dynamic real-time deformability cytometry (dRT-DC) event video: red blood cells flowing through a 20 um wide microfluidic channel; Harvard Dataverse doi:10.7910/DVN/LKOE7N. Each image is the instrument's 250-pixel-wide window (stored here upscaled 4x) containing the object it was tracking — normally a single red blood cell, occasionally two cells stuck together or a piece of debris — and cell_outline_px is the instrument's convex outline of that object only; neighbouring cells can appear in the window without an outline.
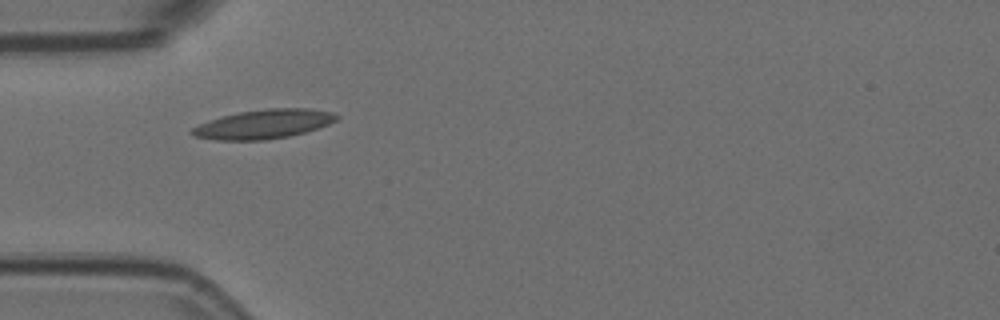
{"species": "Egyptian fruit bat (a non-hibernating species)", "species_latin": "Rousettus aegyptiacus", "temperature_condition": "room temperature", "stored_images_in_passage": 14, "camera_frame_rate_fps": 3000, "um_per_image_px": 0.085, "animal": {"sex": "female"}, "frame": {"image": 1, "passage_image": 4, "time_ms": 1.0, "image_size_px": [1000, 320], "cell_outline_px": [[340, 116], [336, 120], [328, 124], [304, 132], [288, 136], [264, 140], [216, 140], [196, 136], [188, 132], [192, 128], [208, 120], [240, 112], [268, 108], [308, 108], [332, 112]], "centroid_in_image_um": [22.41, 10.54], "position_along_channel_um": 62.6, "area_um2": 24.28}}
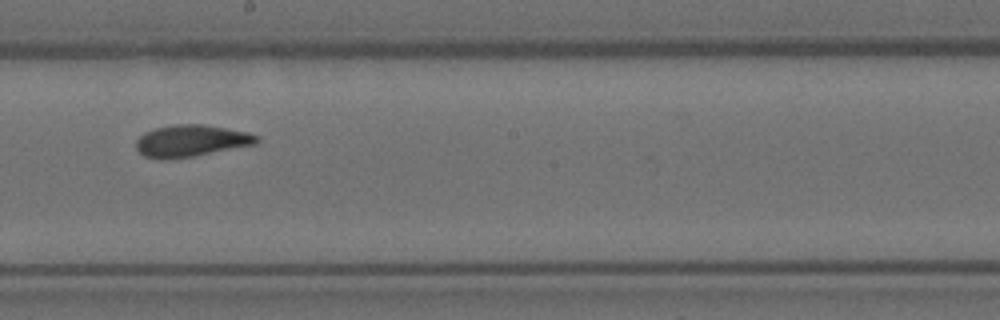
{"frame": {"image": 2, "passage_image": 8, "time_ms": 2.333, "image_size_px": [1000, 320], "cell_outline_px": [[260, 140], [256, 144], [192, 156], [168, 160], [160, 160], [144, 156], [136, 148], [136, 140], [144, 132], [156, 128], [176, 124], [204, 124], [248, 132], [260, 136]], "centroid_in_image_um": [16.24, 11.97], "position_along_channel_um": 232.0, "area_um2": 22.43}}
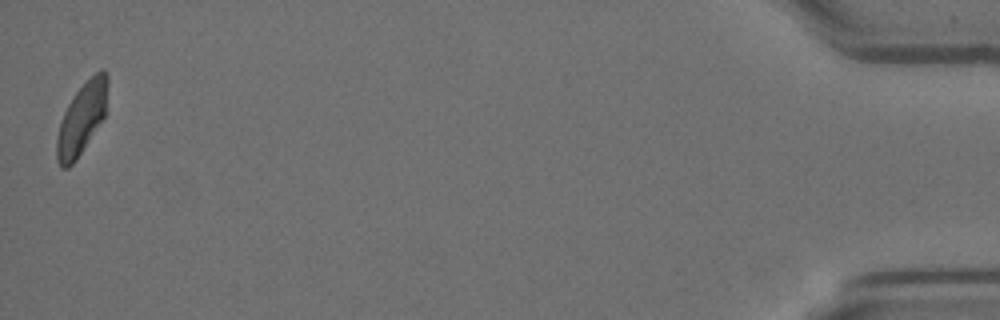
{"frame": {"image": 3, "passage_image": 14, "time_ms": 4.333, "image_size_px": [1000, 320], "cell_outline_px": [[108, 84], [104, 116], [76, 160], [68, 168], [60, 168], [56, 160], [56, 136], [60, 120], [72, 96], [100, 68], [104, 68], [108, 72]], "centroid_in_image_um": [6.92, 10.08], "position_along_channel_um": 428.3, "area_um2": 21.1}}